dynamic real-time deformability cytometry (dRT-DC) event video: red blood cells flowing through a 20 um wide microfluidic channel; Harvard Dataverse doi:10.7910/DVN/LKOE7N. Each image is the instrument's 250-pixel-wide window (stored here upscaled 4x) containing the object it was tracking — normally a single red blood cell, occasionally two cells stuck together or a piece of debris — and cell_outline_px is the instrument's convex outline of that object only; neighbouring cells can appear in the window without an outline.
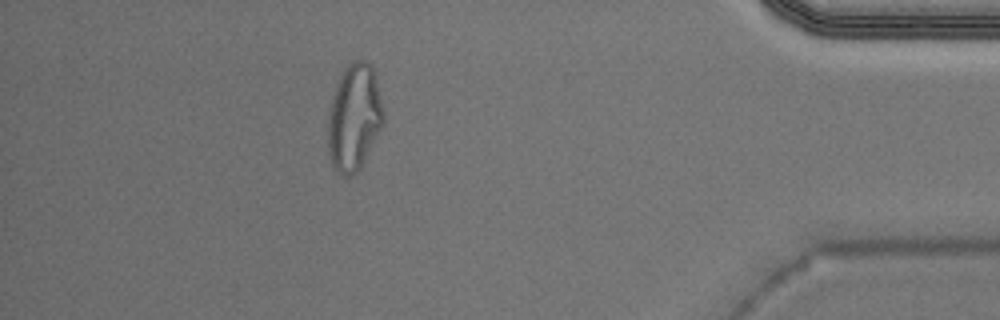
{"species": "Egyptian fruit bat (a non-hibernating species)", "species_latin": "Rousettus aegyptiacus", "temperature_condition": "warm", "stored_images_in_passage": 39, "camera_frame_rate_fps": 3000, "um_per_image_px": 0.085, "animal": {"sex": "male"}, "frame": {"image": 1, "passage_image": 34, "time_ms": 11.0, "image_size_px": [1000, 320], "cell_outline_px": [[384, 124], [360, 168], [352, 176], [344, 176], [332, 164], [328, 152], [328, 120], [332, 96], [344, 68], [352, 60], [364, 60], [372, 64], [384, 108]], "centroid_in_image_um": [30.13, 9.96], "position_along_channel_um": 405.1, "area_um2": 34.56}, "authors_computed_cell_mechanics": {"area_um2": 23.4668, "velocity_mm_per_s": 3.9579, "shape_relaxation_time_tau1_ms": 6.5103, "shape_relaxation_time_tau2_ms": 1.8996, "deformation_change_tau1": 0.283, "deformation_change_tau2": 0.1159}}